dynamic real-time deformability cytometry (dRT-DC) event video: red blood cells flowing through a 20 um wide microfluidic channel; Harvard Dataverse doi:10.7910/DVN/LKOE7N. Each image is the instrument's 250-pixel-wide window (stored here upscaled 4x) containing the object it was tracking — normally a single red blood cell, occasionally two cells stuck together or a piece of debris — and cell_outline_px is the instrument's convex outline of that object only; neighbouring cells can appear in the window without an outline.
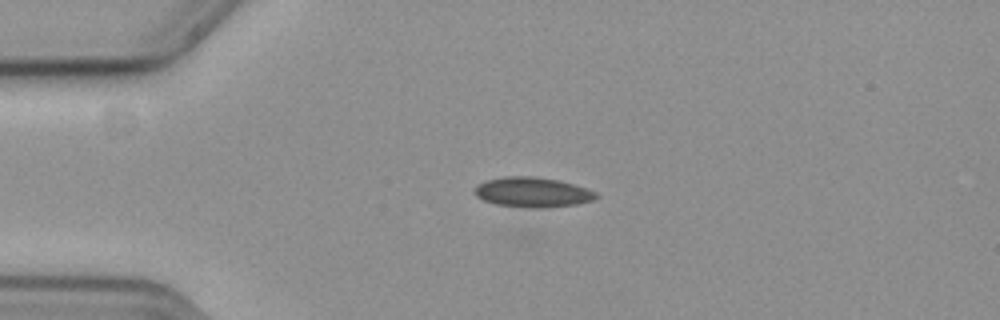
{"species": "common noctule bat (a hibernating species)", "species_latin": "Nyctalus noctula", "temperature_condition": "cold", "stored_images_in_passage": 3, "camera_frame_rate_fps": 3000, "um_per_image_px": 0.085, "animal": {"sex": "female", "body_mass_g": 19.3, "forearm_length_mm": 54.1}, "frame": {"image": 1, "passage_image": 1, "time_ms": 0.0, "image_size_px": [1000, 320], "cell_outline_px": [[600, 196], [592, 200], [576, 204], [544, 208], [524, 208], [496, 204], [484, 200], [476, 196], [476, 188], [480, 184], [488, 180], [504, 176], [536, 176], [560, 180], [596, 192]], "centroid_in_image_um": [45.29, 16.34], "position_along_channel_um": 39.7, "area_um2": 21.1}}